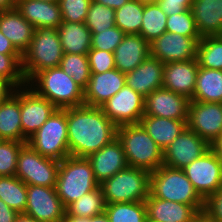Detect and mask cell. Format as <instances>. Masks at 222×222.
Masks as SVG:
<instances>
[{
  "label": "cell",
  "instance_id": "9",
  "mask_svg": "<svg viewBox=\"0 0 222 222\" xmlns=\"http://www.w3.org/2000/svg\"><path fill=\"white\" fill-rule=\"evenodd\" d=\"M60 161L41 156L28 143L19 152L15 176L26 185L55 187Z\"/></svg>",
  "mask_w": 222,
  "mask_h": 222
},
{
  "label": "cell",
  "instance_id": "11",
  "mask_svg": "<svg viewBox=\"0 0 222 222\" xmlns=\"http://www.w3.org/2000/svg\"><path fill=\"white\" fill-rule=\"evenodd\" d=\"M145 97L128 85L100 107L104 114L117 126L139 124L144 115Z\"/></svg>",
  "mask_w": 222,
  "mask_h": 222
},
{
  "label": "cell",
  "instance_id": "36",
  "mask_svg": "<svg viewBox=\"0 0 222 222\" xmlns=\"http://www.w3.org/2000/svg\"><path fill=\"white\" fill-rule=\"evenodd\" d=\"M105 213L110 222H147L145 201L106 204Z\"/></svg>",
  "mask_w": 222,
  "mask_h": 222
},
{
  "label": "cell",
  "instance_id": "37",
  "mask_svg": "<svg viewBox=\"0 0 222 222\" xmlns=\"http://www.w3.org/2000/svg\"><path fill=\"white\" fill-rule=\"evenodd\" d=\"M59 67L84 90L91 77L87 55L63 54Z\"/></svg>",
  "mask_w": 222,
  "mask_h": 222
},
{
  "label": "cell",
  "instance_id": "5",
  "mask_svg": "<svg viewBox=\"0 0 222 222\" xmlns=\"http://www.w3.org/2000/svg\"><path fill=\"white\" fill-rule=\"evenodd\" d=\"M150 194L156 198L191 205L198 211L205 209V200L195 190L182 169L161 165L151 172Z\"/></svg>",
  "mask_w": 222,
  "mask_h": 222
},
{
  "label": "cell",
  "instance_id": "23",
  "mask_svg": "<svg viewBox=\"0 0 222 222\" xmlns=\"http://www.w3.org/2000/svg\"><path fill=\"white\" fill-rule=\"evenodd\" d=\"M150 55V43L140 34L125 35L114 51L115 68L127 74Z\"/></svg>",
  "mask_w": 222,
  "mask_h": 222
},
{
  "label": "cell",
  "instance_id": "17",
  "mask_svg": "<svg viewBox=\"0 0 222 222\" xmlns=\"http://www.w3.org/2000/svg\"><path fill=\"white\" fill-rule=\"evenodd\" d=\"M32 87L20 91V114L23 136L28 140L57 109L51 102L38 95Z\"/></svg>",
  "mask_w": 222,
  "mask_h": 222
},
{
  "label": "cell",
  "instance_id": "20",
  "mask_svg": "<svg viewBox=\"0 0 222 222\" xmlns=\"http://www.w3.org/2000/svg\"><path fill=\"white\" fill-rule=\"evenodd\" d=\"M198 69L197 58L166 63L163 69V88L191 99L195 92Z\"/></svg>",
  "mask_w": 222,
  "mask_h": 222
},
{
  "label": "cell",
  "instance_id": "19",
  "mask_svg": "<svg viewBox=\"0 0 222 222\" xmlns=\"http://www.w3.org/2000/svg\"><path fill=\"white\" fill-rule=\"evenodd\" d=\"M87 159L99 184L128 167L123 146L117 137L99 151L90 154Z\"/></svg>",
  "mask_w": 222,
  "mask_h": 222
},
{
  "label": "cell",
  "instance_id": "27",
  "mask_svg": "<svg viewBox=\"0 0 222 222\" xmlns=\"http://www.w3.org/2000/svg\"><path fill=\"white\" fill-rule=\"evenodd\" d=\"M16 90L0 103V138L27 143L21 126L20 92Z\"/></svg>",
  "mask_w": 222,
  "mask_h": 222
},
{
  "label": "cell",
  "instance_id": "12",
  "mask_svg": "<svg viewBox=\"0 0 222 222\" xmlns=\"http://www.w3.org/2000/svg\"><path fill=\"white\" fill-rule=\"evenodd\" d=\"M211 145L186 127L170 145L163 150V165L183 169L202 156Z\"/></svg>",
  "mask_w": 222,
  "mask_h": 222
},
{
  "label": "cell",
  "instance_id": "18",
  "mask_svg": "<svg viewBox=\"0 0 222 222\" xmlns=\"http://www.w3.org/2000/svg\"><path fill=\"white\" fill-rule=\"evenodd\" d=\"M125 84V74L116 68L103 73L91 74L87 87L84 89V105L101 107Z\"/></svg>",
  "mask_w": 222,
  "mask_h": 222
},
{
  "label": "cell",
  "instance_id": "51",
  "mask_svg": "<svg viewBox=\"0 0 222 222\" xmlns=\"http://www.w3.org/2000/svg\"><path fill=\"white\" fill-rule=\"evenodd\" d=\"M91 1L110 7L114 10H117L123 7L130 0H91Z\"/></svg>",
  "mask_w": 222,
  "mask_h": 222
},
{
  "label": "cell",
  "instance_id": "14",
  "mask_svg": "<svg viewBox=\"0 0 222 222\" xmlns=\"http://www.w3.org/2000/svg\"><path fill=\"white\" fill-rule=\"evenodd\" d=\"M65 212L55 187L27 185L25 214L38 222H63Z\"/></svg>",
  "mask_w": 222,
  "mask_h": 222
},
{
  "label": "cell",
  "instance_id": "28",
  "mask_svg": "<svg viewBox=\"0 0 222 222\" xmlns=\"http://www.w3.org/2000/svg\"><path fill=\"white\" fill-rule=\"evenodd\" d=\"M140 124L156 144L164 150L187 127V120L143 115Z\"/></svg>",
  "mask_w": 222,
  "mask_h": 222
},
{
  "label": "cell",
  "instance_id": "47",
  "mask_svg": "<svg viewBox=\"0 0 222 222\" xmlns=\"http://www.w3.org/2000/svg\"><path fill=\"white\" fill-rule=\"evenodd\" d=\"M63 222H110L105 212L95 215L91 218L77 217V216H64Z\"/></svg>",
  "mask_w": 222,
  "mask_h": 222
},
{
  "label": "cell",
  "instance_id": "48",
  "mask_svg": "<svg viewBox=\"0 0 222 222\" xmlns=\"http://www.w3.org/2000/svg\"><path fill=\"white\" fill-rule=\"evenodd\" d=\"M18 214L0 199V222H14Z\"/></svg>",
  "mask_w": 222,
  "mask_h": 222
},
{
  "label": "cell",
  "instance_id": "45",
  "mask_svg": "<svg viewBox=\"0 0 222 222\" xmlns=\"http://www.w3.org/2000/svg\"><path fill=\"white\" fill-rule=\"evenodd\" d=\"M194 0H159L157 3L167 16L177 15L191 8Z\"/></svg>",
  "mask_w": 222,
  "mask_h": 222
},
{
  "label": "cell",
  "instance_id": "24",
  "mask_svg": "<svg viewBox=\"0 0 222 222\" xmlns=\"http://www.w3.org/2000/svg\"><path fill=\"white\" fill-rule=\"evenodd\" d=\"M0 30L23 55L30 46L35 27L22 17L16 8H13L0 11Z\"/></svg>",
  "mask_w": 222,
  "mask_h": 222
},
{
  "label": "cell",
  "instance_id": "25",
  "mask_svg": "<svg viewBox=\"0 0 222 222\" xmlns=\"http://www.w3.org/2000/svg\"><path fill=\"white\" fill-rule=\"evenodd\" d=\"M16 9L35 29L39 27L58 28L62 23L59 3L16 0Z\"/></svg>",
  "mask_w": 222,
  "mask_h": 222
},
{
  "label": "cell",
  "instance_id": "26",
  "mask_svg": "<svg viewBox=\"0 0 222 222\" xmlns=\"http://www.w3.org/2000/svg\"><path fill=\"white\" fill-rule=\"evenodd\" d=\"M190 10L201 37L222 35V0H194Z\"/></svg>",
  "mask_w": 222,
  "mask_h": 222
},
{
  "label": "cell",
  "instance_id": "6",
  "mask_svg": "<svg viewBox=\"0 0 222 222\" xmlns=\"http://www.w3.org/2000/svg\"><path fill=\"white\" fill-rule=\"evenodd\" d=\"M33 80L38 83L33 90L58 109L84 105V90L60 67L43 70Z\"/></svg>",
  "mask_w": 222,
  "mask_h": 222
},
{
  "label": "cell",
  "instance_id": "41",
  "mask_svg": "<svg viewBox=\"0 0 222 222\" xmlns=\"http://www.w3.org/2000/svg\"><path fill=\"white\" fill-rule=\"evenodd\" d=\"M166 30L186 37H201L190 9L177 15L168 16Z\"/></svg>",
  "mask_w": 222,
  "mask_h": 222
},
{
  "label": "cell",
  "instance_id": "3",
  "mask_svg": "<svg viewBox=\"0 0 222 222\" xmlns=\"http://www.w3.org/2000/svg\"><path fill=\"white\" fill-rule=\"evenodd\" d=\"M63 54L57 28H36L29 48L22 55V70L27 84L37 73L59 67Z\"/></svg>",
  "mask_w": 222,
  "mask_h": 222
},
{
  "label": "cell",
  "instance_id": "1",
  "mask_svg": "<svg viewBox=\"0 0 222 222\" xmlns=\"http://www.w3.org/2000/svg\"><path fill=\"white\" fill-rule=\"evenodd\" d=\"M67 130L73 157L87 158L117 137V126L102 109L86 105L67 108Z\"/></svg>",
  "mask_w": 222,
  "mask_h": 222
},
{
  "label": "cell",
  "instance_id": "22",
  "mask_svg": "<svg viewBox=\"0 0 222 222\" xmlns=\"http://www.w3.org/2000/svg\"><path fill=\"white\" fill-rule=\"evenodd\" d=\"M147 222H193L199 212L195 207L174 201L153 197L145 200Z\"/></svg>",
  "mask_w": 222,
  "mask_h": 222
},
{
  "label": "cell",
  "instance_id": "13",
  "mask_svg": "<svg viewBox=\"0 0 222 222\" xmlns=\"http://www.w3.org/2000/svg\"><path fill=\"white\" fill-rule=\"evenodd\" d=\"M187 127L212 145L222 135V103L190 101Z\"/></svg>",
  "mask_w": 222,
  "mask_h": 222
},
{
  "label": "cell",
  "instance_id": "21",
  "mask_svg": "<svg viewBox=\"0 0 222 222\" xmlns=\"http://www.w3.org/2000/svg\"><path fill=\"white\" fill-rule=\"evenodd\" d=\"M164 65L150 55L137 68L125 74L126 85L143 97L148 96L163 87Z\"/></svg>",
  "mask_w": 222,
  "mask_h": 222
},
{
  "label": "cell",
  "instance_id": "57",
  "mask_svg": "<svg viewBox=\"0 0 222 222\" xmlns=\"http://www.w3.org/2000/svg\"><path fill=\"white\" fill-rule=\"evenodd\" d=\"M43 2H50V3H59L60 0H39Z\"/></svg>",
  "mask_w": 222,
  "mask_h": 222
},
{
  "label": "cell",
  "instance_id": "44",
  "mask_svg": "<svg viewBox=\"0 0 222 222\" xmlns=\"http://www.w3.org/2000/svg\"><path fill=\"white\" fill-rule=\"evenodd\" d=\"M91 74L103 73L115 68L114 53L91 48L87 54Z\"/></svg>",
  "mask_w": 222,
  "mask_h": 222
},
{
  "label": "cell",
  "instance_id": "38",
  "mask_svg": "<svg viewBox=\"0 0 222 222\" xmlns=\"http://www.w3.org/2000/svg\"><path fill=\"white\" fill-rule=\"evenodd\" d=\"M115 17L114 9L91 1L84 23L91 33H101L115 26Z\"/></svg>",
  "mask_w": 222,
  "mask_h": 222
},
{
  "label": "cell",
  "instance_id": "31",
  "mask_svg": "<svg viewBox=\"0 0 222 222\" xmlns=\"http://www.w3.org/2000/svg\"><path fill=\"white\" fill-rule=\"evenodd\" d=\"M0 199L11 209L24 213L27 205V185L16 176H0Z\"/></svg>",
  "mask_w": 222,
  "mask_h": 222
},
{
  "label": "cell",
  "instance_id": "2",
  "mask_svg": "<svg viewBox=\"0 0 222 222\" xmlns=\"http://www.w3.org/2000/svg\"><path fill=\"white\" fill-rule=\"evenodd\" d=\"M117 138L128 166L153 172L163 165V150L140 123L117 127Z\"/></svg>",
  "mask_w": 222,
  "mask_h": 222
},
{
  "label": "cell",
  "instance_id": "50",
  "mask_svg": "<svg viewBox=\"0 0 222 222\" xmlns=\"http://www.w3.org/2000/svg\"><path fill=\"white\" fill-rule=\"evenodd\" d=\"M14 87L7 81L0 79V103H2L11 93Z\"/></svg>",
  "mask_w": 222,
  "mask_h": 222
},
{
  "label": "cell",
  "instance_id": "43",
  "mask_svg": "<svg viewBox=\"0 0 222 222\" xmlns=\"http://www.w3.org/2000/svg\"><path fill=\"white\" fill-rule=\"evenodd\" d=\"M91 0H60L62 21L84 23Z\"/></svg>",
  "mask_w": 222,
  "mask_h": 222
},
{
  "label": "cell",
  "instance_id": "10",
  "mask_svg": "<svg viewBox=\"0 0 222 222\" xmlns=\"http://www.w3.org/2000/svg\"><path fill=\"white\" fill-rule=\"evenodd\" d=\"M182 170L205 201L222 187V161L212 148Z\"/></svg>",
  "mask_w": 222,
  "mask_h": 222
},
{
  "label": "cell",
  "instance_id": "52",
  "mask_svg": "<svg viewBox=\"0 0 222 222\" xmlns=\"http://www.w3.org/2000/svg\"><path fill=\"white\" fill-rule=\"evenodd\" d=\"M193 222H218V221L216 219H214L207 212V210L203 209L195 215Z\"/></svg>",
  "mask_w": 222,
  "mask_h": 222
},
{
  "label": "cell",
  "instance_id": "39",
  "mask_svg": "<svg viewBox=\"0 0 222 222\" xmlns=\"http://www.w3.org/2000/svg\"><path fill=\"white\" fill-rule=\"evenodd\" d=\"M0 79L9 82L14 88L27 83L22 70V55L0 54Z\"/></svg>",
  "mask_w": 222,
  "mask_h": 222
},
{
  "label": "cell",
  "instance_id": "34",
  "mask_svg": "<svg viewBox=\"0 0 222 222\" xmlns=\"http://www.w3.org/2000/svg\"><path fill=\"white\" fill-rule=\"evenodd\" d=\"M144 3L130 0L115 10V25L126 35L139 34L143 21Z\"/></svg>",
  "mask_w": 222,
  "mask_h": 222
},
{
  "label": "cell",
  "instance_id": "54",
  "mask_svg": "<svg viewBox=\"0 0 222 222\" xmlns=\"http://www.w3.org/2000/svg\"><path fill=\"white\" fill-rule=\"evenodd\" d=\"M16 8V0H0V11Z\"/></svg>",
  "mask_w": 222,
  "mask_h": 222
},
{
  "label": "cell",
  "instance_id": "30",
  "mask_svg": "<svg viewBox=\"0 0 222 222\" xmlns=\"http://www.w3.org/2000/svg\"><path fill=\"white\" fill-rule=\"evenodd\" d=\"M191 101L222 103V70L199 67Z\"/></svg>",
  "mask_w": 222,
  "mask_h": 222
},
{
  "label": "cell",
  "instance_id": "29",
  "mask_svg": "<svg viewBox=\"0 0 222 222\" xmlns=\"http://www.w3.org/2000/svg\"><path fill=\"white\" fill-rule=\"evenodd\" d=\"M57 31L64 54H88L92 34L85 23L62 21Z\"/></svg>",
  "mask_w": 222,
  "mask_h": 222
},
{
  "label": "cell",
  "instance_id": "16",
  "mask_svg": "<svg viewBox=\"0 0 222 222\" xmlns=\"http://www.w3.org/2000/svg\"><path fill=\"white\" fill-rule=\"evenodd\" d=\"M190 101L188 97L162 87L145 97L144 115L188 120Z\"/></svg>",
  "mask_w": 222,
  "mask_h": 222
},
{
  "label": "cell",
  "instance_id": "7",
  "mask_svg": "<svg viewBox=\"0 0 222 222\" xmlns=\"http://www.w3.org/2000/svg\"><path fill=\"white\" fill-rule=\"evenodd\" d=\"M151 172L135 167H126L99 186L106 204L145 201L150 194Z\"/></svg>",
  "mask_w": 222,
  "mask_h": 222
},
{
  "label": "cell",
  "instance_id": "32",
  "mask_svg": "<svg viewBox=\"0 0 222 222\" xmlns=\"http://www.w3.org/2000/svg\"><path fill=\"white\" fill-rule=\"evenodd\" d=\"M106 202L101 187L85 193L65 208L64 216L91 218L105 212Z\"/></svg>",
  "mask_w": 222,
  "mask_h": 222
},
{
  "label": "cell",
  "instance_id": "42",
  "mask_svg": "<svg viewBox=\"0 0 222 222\" xmlns=\"http://www.w3.org/2000/svg\"><path fill=\"white\" fill-rule=\"evenodd\" d=\"M91 48L114 53L126 35L116 25L101 33H91Z\"/></svg>",
  "mask_w": 222,
  "mask_h": 222
},
{
  "label": "cell",
  "instance_id": "4",
  "mask_svg": "<svg viewBox=\"0 0 222 222\" xmlns=\"http://www.w3.org/2000/svg\"><path fill=\"white\" fill-rule=\"evenodd\" d=\"M98 187L87 158L68 156L60 161L55 188L65 208Z\"/></svg>",
  "mask_w": 222,
  "mask_h": 222
},
{
  "label": "cell",
  "instance_id": "56",
  "mask_svg": "<svg viewBox=\"0 0 222 222\" xmlns=\"http://www.w3.org/2000/svg\"><path fill=\"white\" fill-rule=\"evenodd\" d=\"M143 3H153V2H158L159 0H139Z\"/></svg>",
  "mask_w": 222,
  "mask_h": 222
},
{
  "label": "cell",
  "instance_id": "8",
  "mask_svg": "<svg viewBox=\"0 0 222 222\" xmlns=\"http://www.w3.org/2000/svg\"><path fill=\"white\" fill-rule=\"evenodd\" d=\"M41 156L62 161L70 156L67 108L56 109L27 142Z\"/></svg>",
  "mask_w": 222,
  "mask_h": 222
},
{
  "label": "cell",
  "instance_id": "40",
  "mask_svg": "<svg viewBox=\"0 0 222 222\" xmlns=\"http://www.w3.org/2000/svg\"><path fill=\"white\" fill-rule=\"evenodd\" d=\"M25 142L2 140L0 142V176H15L17 160Z\"/></svg>",
  "mask_w": 222,
  "mask_h": 222
},
{
  "label": "cell",
  "instance_id": "49",
  "mask_svg": "<svg viewBox=\"0 0 222 222\" xmlns=\"http://www.w3.org/2000/svg\"><path fill=\"white\" fill-rule=\"evenodd\" d=\"M0 54L4 55H21L0 30Z\"/></svg>",
  "mask_w": 222,
  "mask_h": 222
},
{
  "label": "cell",
  "instance_id": "46",
  "mask_svg": "<svg viewBox=\"0 0 222 222\" xmlns=\"http://www.w3.org/2000/svg\"><path fill=\"white\" fill-rule=\"evenodd\" d=\"M205 210L218 222H222V187L205 201Z\"/></svg>",
  "mask_w": 222,
  "mask_h": 222
},
{
  "label": "cell",
  "instance_id": "53",
  "mask_svg": "<svg viewBox=\"0 0 222 222\" xmlns=\"http://www.w3.org/2000/svg\"><path fill=\"white\" fill-rule=\"evenodd\" d=\"M211 148L222 161V135L211 145Z\"/></svg>",
  "mask_w": 222,
  "mask_h": 222
},
{
  "label": "cell",
  "instance_id": "33",
  "mask_svg": "<svg viewBox=\"0 0 222 222\" xmlns=\"http://www.w3.org/2000/svg\"><path fill=\"white\" fill-rule=\"evenodd\" d=\"M167 17L157 2L144 3L143 21L139 34L147 42L152 43L167 31Z\"/></svg>",
  "mask_w": 222,
  "mask_h": 222
},
{
  "label": "cell",
  "instance_id": "55",
  "mask_svg": "<svg viewBox=\"0 0 222 222\" xmlns=\"http://www.w3.org/2000/svg\"><path fill=\"white\" fill-rule=\"evenodd\" d=\"M14 222H38V221L28 214L19 213Z\"/></svg>",
  "mask_w": 222,
  "mask_h": 222
},
{
  "label": "cell",
  "instance_id": "35",
  "mask_svg": "<svg viewBox=\"0 0 222 222\" xmlns=\"http://www.w3.org/2000/svg\"><path fill=\"white\" fill-rule=\"evenodd\" d=\"M199 67L222 70V35L202 37L197 46Z\"/></svg>",
  "mask_w": 222,
  "mask_h": 222
},
{
  "label": "cell",
  "instance_id": "15",
  "mask_svg": "<svg viewBox=\"0 0 222 222\" xmlns=\"http://www.w3.org/2000/svg\"><path fill=\"white\" fill-rule=\"evenodd\" d=\"M201 38L166 31L150 43L151 56L164 64L196 59L197 46Z\"/></svg>",
  "mask_w": 222,
  "mask_h": 222
}]
</instances>
